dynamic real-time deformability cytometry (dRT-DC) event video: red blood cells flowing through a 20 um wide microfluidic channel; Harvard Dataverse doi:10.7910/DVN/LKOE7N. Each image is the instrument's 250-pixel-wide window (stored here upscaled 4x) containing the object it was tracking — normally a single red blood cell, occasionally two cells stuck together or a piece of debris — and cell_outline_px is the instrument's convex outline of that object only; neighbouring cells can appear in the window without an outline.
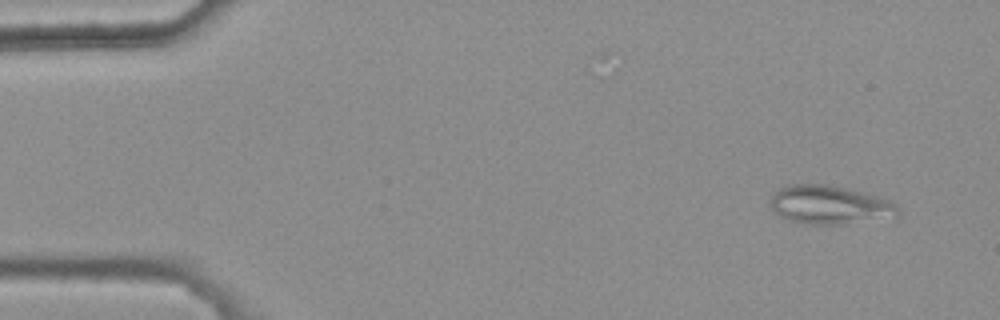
{"species": "common noctule bat (a hibernating species)", "species_latin": "Nyctalus noctula", "temperature_condition": "warm", "stored_images_in_passage": 4, "camera_frame_rate_fps": 3000, "um_per_image_px": 0.085, "animal": {"sex": "female", "body_mass_g": 25.1}, "frame": {"image": 1, "passage_image": 1, "time_ms": 0.0, "image_size_px": [1000, 320], "cell_outline_px": [[900, 216], [844, 224], [808, 224], [792, 220], [780, 216], [772, 208], [772, 196], [780, 188], [788, 184], [832, 184], [864, 192], [888, 200], [900, 208]], "centroid_in_image_um": [70.57, 17.4], "position_along_channel_um": 14.4, "area_um2": 28.61}}